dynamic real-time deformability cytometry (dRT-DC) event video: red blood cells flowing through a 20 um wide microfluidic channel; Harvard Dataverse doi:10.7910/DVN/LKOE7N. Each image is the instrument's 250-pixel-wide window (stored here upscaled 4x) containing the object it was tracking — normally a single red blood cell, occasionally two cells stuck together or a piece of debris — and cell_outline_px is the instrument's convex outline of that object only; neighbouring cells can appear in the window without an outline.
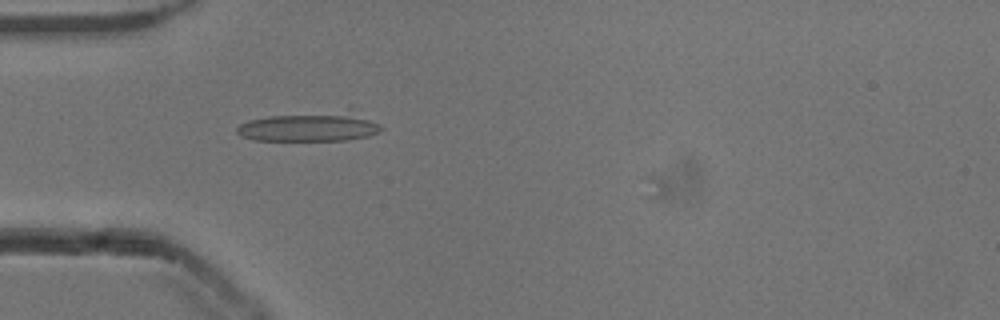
{"species": "common noctule bat (a hibernating species)", "species_latin": "Nyctalus noctula", "temperature_condition": "cold", "stored_images_in_passage": 53, "camera_frame_rate_fps": 3000, "um_per_image_px": 0.085, "animal": {"sex": "male", "body_mass_g": 13.3}, "frame": {"image": 1, "passage_image": 16, "time_ms": 5.0, "image_size_px": [1000, 320], "cell_outline_px": [[384, 128], [380, 132], [368, 136], [348, 140], [252, 140], [240, 136], [236, 132], [236, 128], [240, 124], [248, 120], [268, 116], [352, 104], [380, 124]], "centroid_in_image_um": [26.53, 10.66], "position_along_channel_um": 58.5, "area_um2": 27.05}}
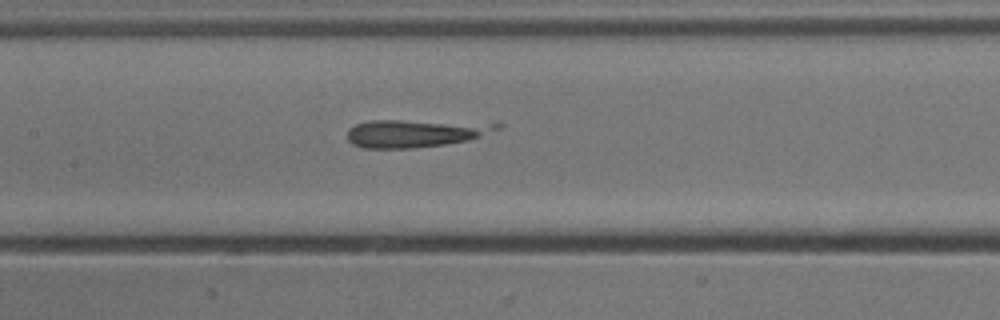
{"frame": {"image": 2, "passage_image": 25, "time_ms": 8.0, "image_size_px": [1000, 320], "cell_outline_px": [[504, 124], [500, 128], [480, 136], [468, 140], [444, 144], [412, 148], [364, 148], [352, 144], [348, 140], [348, 128], [356, 124], [368, 120], [400, 120]], "centroid_in_image_um": [35.22, 11.32], "position_along_channel_um": 172.2, "area_um2": 23.87}}
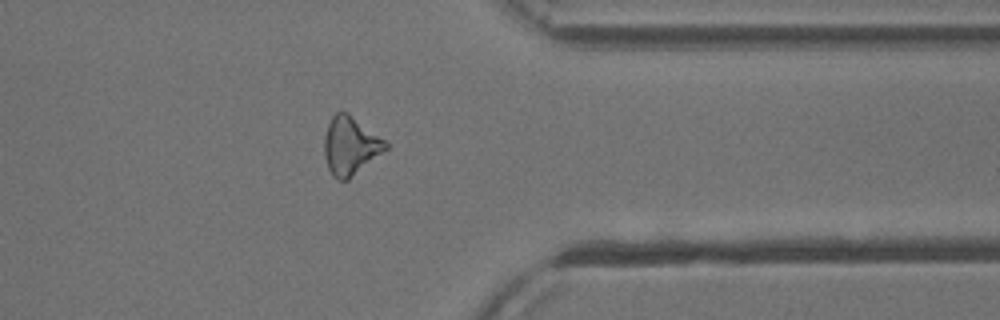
{"frame": {"image": 3, "passage_image": 42, "time_ms": 13.667, "image_size_px": [1000, 320], "cell_outline_px": [[388, 148], [348, 180], [336, 180], [332, 176], [328, 168], [324, 156], [324, 136], [328, 124], [332, 116], [336, 112], [348, 112], [384, 140], [388, 144]], "centroid_in_image_um": [29.75, 12.4], "position_along_channel_um": 381.7, "area_um2": 20.69}}